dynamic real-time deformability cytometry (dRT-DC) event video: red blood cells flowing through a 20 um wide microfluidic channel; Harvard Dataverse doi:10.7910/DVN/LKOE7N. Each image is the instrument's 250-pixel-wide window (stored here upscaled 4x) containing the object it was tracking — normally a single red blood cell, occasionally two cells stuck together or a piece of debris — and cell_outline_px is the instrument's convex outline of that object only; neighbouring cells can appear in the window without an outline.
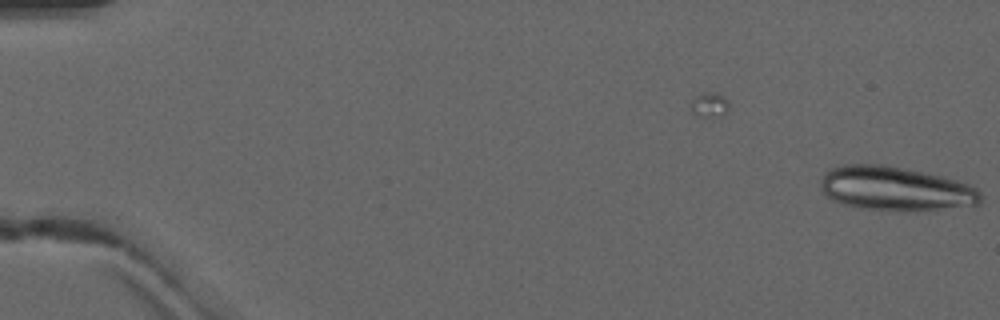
{"species": "common noctule bat (a hibernating species)", "species_latin": "Nyctalus noctula", "temperature_condition": "warm", "stored_images_in_passage": 2, "camera_frame_rate_fps": 3000, "um_per_image_px": 0.085, "animal": {"sex": "male", "forearm_length_mm": 52.5}, "frame": {"image": 1, "passage_image": 2, "time_ms": 1.0, "image_size_px": [1000, 320], "cell_outline_px": [[980, 204], [940, 208], [856, 208], [840, 204], [832, 200], [820, 188], [820, 180], [824, 172], [828, 168], [844, 164], [888, 164], [944, 176], [968, 184], [976, 188], [980, 192]], "centroid_in_image_um": [76.02, 15.97], "position_along_channel_um": 9.0, "area_um2": 40.52}}